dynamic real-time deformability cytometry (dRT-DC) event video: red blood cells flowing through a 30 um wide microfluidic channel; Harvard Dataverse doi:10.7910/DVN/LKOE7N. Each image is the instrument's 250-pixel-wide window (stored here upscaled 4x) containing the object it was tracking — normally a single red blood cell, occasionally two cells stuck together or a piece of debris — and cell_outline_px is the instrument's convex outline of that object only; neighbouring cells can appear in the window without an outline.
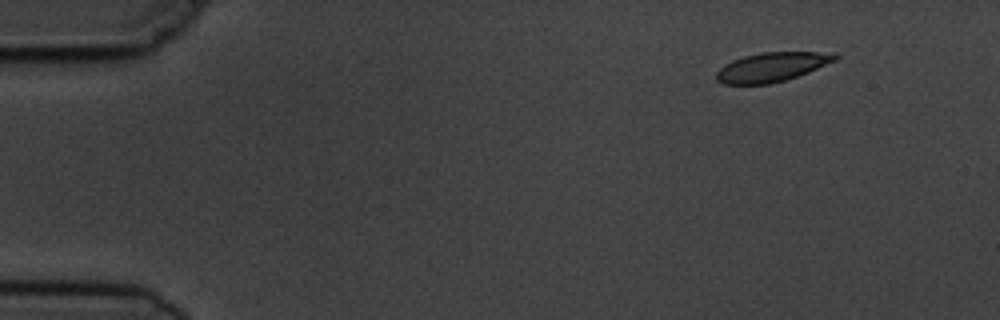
{"species": "common noctule bat (a hibernating species)", "species_latin": "Nyctalus noctula", "temperature_condition": "cold", "stored_images_in_passage": 4, "camera_frame_rate_fps": 3000, "um_per_image_px": 0.085, "animal": {"sex": "male", "body_mass_g": 19.5, "forearm_length_mm": 54.6}, "frame": {"image": 1, "passage_image": 1, "time_ms": 0.0, "image_size_px": [1000, 320], "cell_outline_px": [[840, 56], [836, 60], [808, 72], [784, 80], [768, 84], [724, 84], [716, 80], [716, 72], [724, 64], [732, 60], [744, 56], [760, 52], [836, 52]], "centroid_in_image_um": [65.61, 5.68], "position_along_channel_um": 19.4, "area_um2": 20.23}}